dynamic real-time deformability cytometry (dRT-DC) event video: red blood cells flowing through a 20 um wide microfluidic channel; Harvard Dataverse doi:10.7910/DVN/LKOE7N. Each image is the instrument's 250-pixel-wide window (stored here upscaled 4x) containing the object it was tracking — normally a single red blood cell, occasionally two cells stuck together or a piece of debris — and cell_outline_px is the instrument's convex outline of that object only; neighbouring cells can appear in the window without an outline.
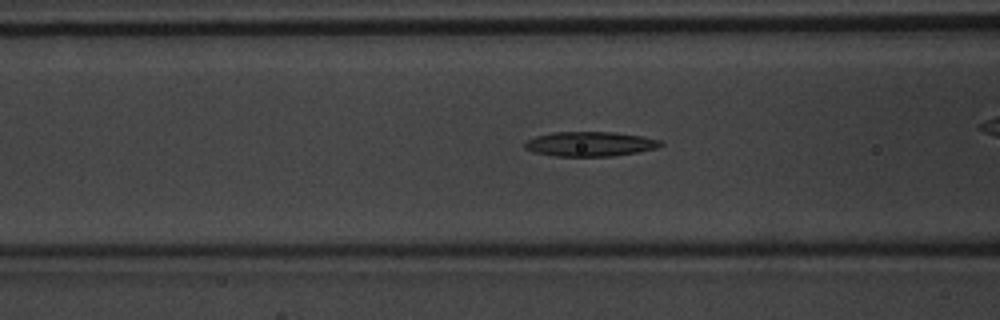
{"species": "common noctule bat (a hibernating species)", "species_latin": "Nyctalus noctula", "temperature_condition": "warm", "stored_images_in_passage": 44, "camera_frame_rate_fps": 3000, "um_per_image_px": 0.085, "animal": {"sex": "male", "body_mass_g": 20.1, "forearm_length_mm": 53.5}, "frame": {"image": 1, "passage_image": 19, "time_ms": 6.0, "image_size_px": [1000, 320], "cell_outline_px": [[664, 144], [656, 148], [636, 152], [612, 156], [556, 156], [532, 152], [524, 148], [524, 144], [528, 140], [536, 136], [552, 132], [612, 132], [640, 136], [660, 140]], "centroid_in_image_um": [50.12, 12.24], "position_along_channel_um": 116.5, "area_um2": 19.36}, "authors_computed_cell_mechanics": {"area_um2": 19.5653, "velocity_mm_per_s": 4.1607, "shape_relaxation_time_tau1_ms": 3.8455, "shape_relaxation_time_tau2_ms": null, "deformation_change_tau1": 0.1618, "deformation_change_tau2": null}}